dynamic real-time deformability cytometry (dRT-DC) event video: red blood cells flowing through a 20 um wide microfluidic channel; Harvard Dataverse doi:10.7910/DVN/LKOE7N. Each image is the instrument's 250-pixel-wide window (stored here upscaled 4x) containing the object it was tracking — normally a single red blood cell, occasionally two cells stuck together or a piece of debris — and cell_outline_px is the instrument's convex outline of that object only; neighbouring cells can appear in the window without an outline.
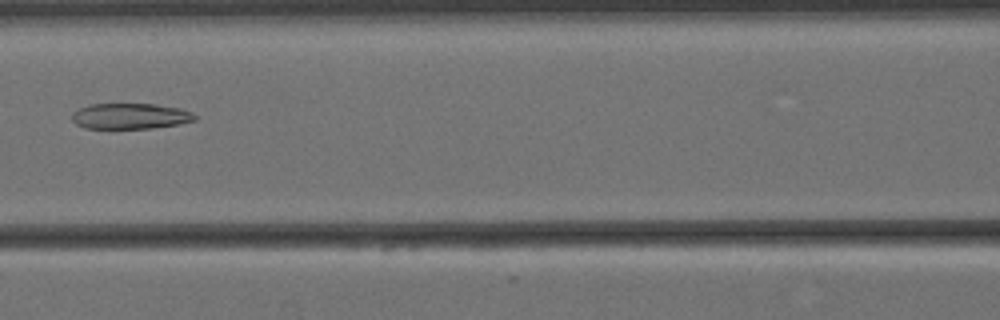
{"species": "Egyptian fruit bat (a non-hibernating species)", "species_latin": "Rousettus aegyptiacus", "temperature_condition": "cold", "stored_images_in_passage": 10, "camera_frame_rate_fps": 3000, "um_per_image_px": 0.085, "animal": {"sex": "female"}, "frame": {"image": 1, "passage_image": 7, "time_ms": 2.0, "image_size_px": [1000, 320], "cell_outline_px": [[196, 120], [180, 124], [152, 128], [112, 132], [84, 128], [76, 124], [72, 120], [72, 112], [76, 108], [88, 104], [156, 104], [180, 108], [192, 112], [196, 116]], "centroid_in_image_um": [10.99, 9.92], "position_along_channel_um": 155.6, "area_um2": 19.59}}
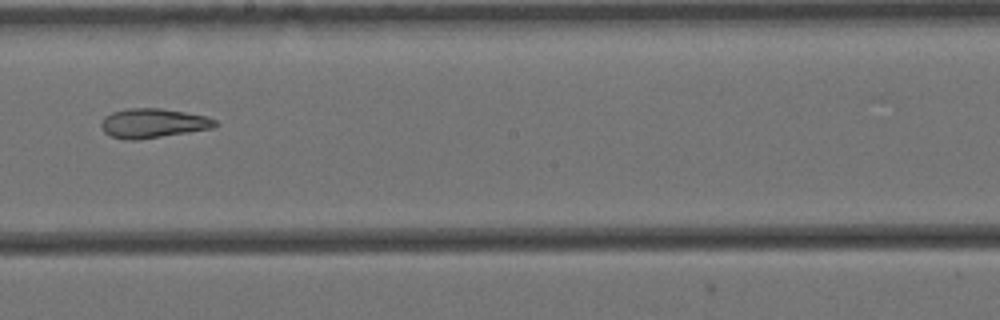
{"frame": {"image": 2, "passage_image": 9, "time_ms": 2.667, "image_size_px": [1000, 320], "cell_outline_px": [[220, 124], [212, 128], [188, 132], [136, 140], [124, 140], [112, 136], [104, 132], [100, 128], [100, 124], [104, 116], [112, 112], [128, 108], [160, 108], [208, 116], [216, 120]], "centroid_in_image_um": [12.99, 10.47], "position_along_channel_um": 235.2, "area_um2": 19.59}}
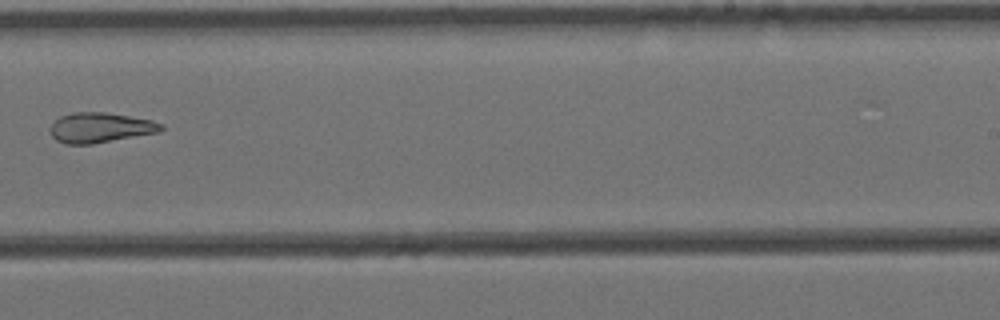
{"frame": {"image": 3, "passage_image": 10, "time_ms": 3.0, "image_size_px": [1000, 320], "cell_outline_px": [[164, 128], [160, 132], [92, 144], [64, 144], [56, 140], [52, 136], [48, 128], [60, 116], [72, 112], [104, 112], [152, 120], [164, 124]], "centroid_in_image_um": [8.51, 10.85], "position_along_channel_um": 280.5, "area_um2": 19.54}}